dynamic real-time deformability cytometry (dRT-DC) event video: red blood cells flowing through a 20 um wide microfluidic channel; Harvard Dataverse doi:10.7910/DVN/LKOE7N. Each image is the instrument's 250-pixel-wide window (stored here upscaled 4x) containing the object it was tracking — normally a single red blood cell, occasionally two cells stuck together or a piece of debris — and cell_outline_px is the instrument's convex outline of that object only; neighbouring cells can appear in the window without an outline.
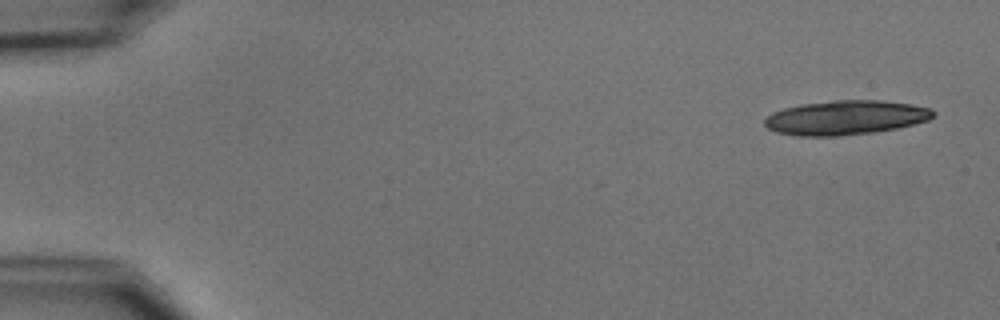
{"species": "common noctule bat (a hibernating species)", "species_latin": "Nyctalus noctula", "temperature_condition": "cold", "stored_images_in_passage": 4, "camera_frame_rate_fps": 3000, "um_per_image_px": 0.085, "animal": {"sex": "male", "body_mass_g": 15.6}, "frame": {"image": 1, "passage_image": 1, "time_ms": 0.0, "image_size_px": [1000, 320], "cell_outline_px": [[936, 116], [928, 120], [896, 128], [872, 132], [840, 136], [796, 136], [776, 132], [768, 128], [764, 124], [764, 120], [772, 112], [784, 108], [800, 104], [836, 100], [880, 100], [908, 104], [932, 108], [936, 112]], "centroid_in_image_um": [71.87, 10.0], "position_along_channel_um": 13.1, "area_um2": 33.76}}